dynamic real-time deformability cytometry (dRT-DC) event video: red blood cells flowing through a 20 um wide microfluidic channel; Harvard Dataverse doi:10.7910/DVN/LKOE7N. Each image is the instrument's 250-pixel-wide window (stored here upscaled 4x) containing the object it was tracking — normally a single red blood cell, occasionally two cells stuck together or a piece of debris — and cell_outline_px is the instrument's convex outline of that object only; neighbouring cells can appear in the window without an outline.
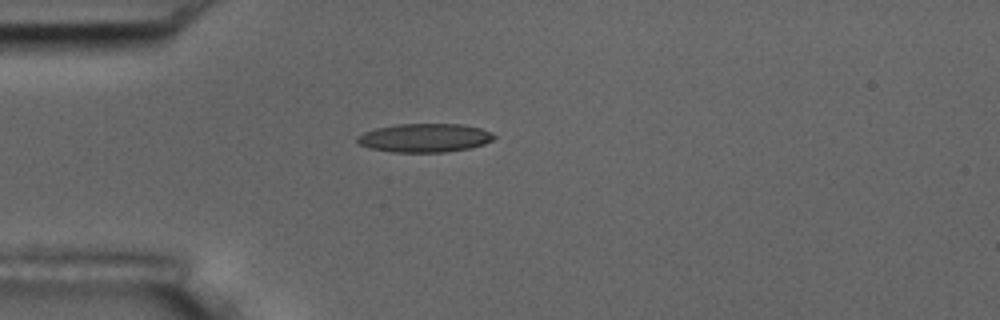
{"species": "common noctule bat (a hibernating species)", "species_latin": "Nyctalus noctula", "temperature_condition": "room temperature", "stored_images_in_passage": 3, "camera_frame_rate_fps": 3000, "um_per_image_px": 0.085, "animal": {"sex": "male", "body_mass_g": 17.5, "forearm_length_mm": 52.3}, "frame": {"image": 1, "passage_image": 3, "time_ms": 3.333, "image_size_px": [1000, 320], "cell_outline_px": [[496, 136], [492, 140], [484, 144], [468, 148], [444, 152], [392, 152], [368, 148], [360, 144], [356, 140], [356, 136], [364, 132], [376, 128], [396, 124], [460, 124], [480, 128], [492, 132]], "centroid_in_image_um": [36.07, 11.71], "position_along_channel_um": 48.9, "area_um2": 22.83}}